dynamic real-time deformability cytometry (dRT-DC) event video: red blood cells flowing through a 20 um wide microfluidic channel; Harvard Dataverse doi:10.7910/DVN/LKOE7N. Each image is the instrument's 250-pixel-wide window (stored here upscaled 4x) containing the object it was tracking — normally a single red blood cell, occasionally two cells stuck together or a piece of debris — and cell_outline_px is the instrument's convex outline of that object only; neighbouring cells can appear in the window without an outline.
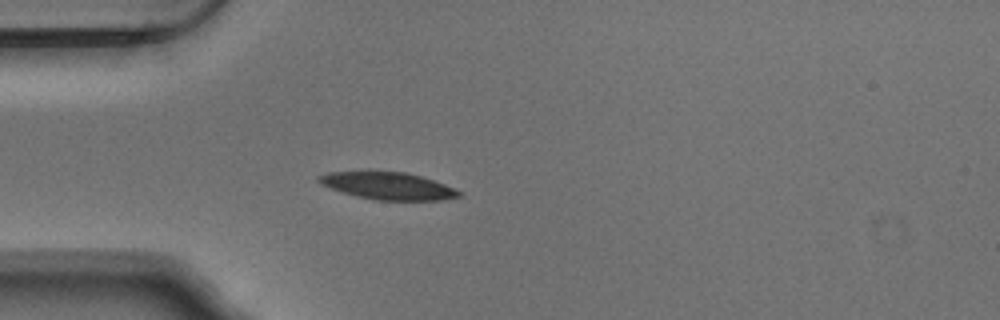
{"species": "Egyptian fruit bat (a non-hibernating species)", "species_latin": "Rousettus aegyptiacus", "temperature_condition": "warm", "stored_images_in_passage": 40, "camera_frame_rate_fps": 3000, "um_per_image_px": 0.085, "animal": {"sex": "male"}, "frame": {"image": 1, "passage_image": 1, "time_ms": 0.0, "image_size_px": [1000, 320], "cell_outline_px": [[464, 192], [460, 196], [440, 200], [372, 200], [356, 196], [320, 184], [316, 180], [316, 176], [328, 172], [404, 172], [420, 176], [456, 188]], "centroid_in_image_um": [32.99, 15.81], "position_along_channel_um": 52.0, "area_um2": 22.08}}
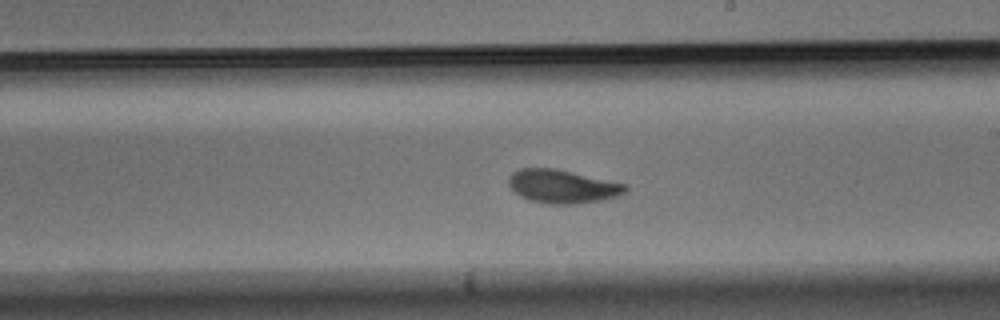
{"frame": {"image": 2, "passage_image": 17, "time_ms": 5.333, "image_size_px": [1000, 320], "cell_outline_px": [[628, 192], [604, 200], [576, 204], [548, 204], [528, 200], [520, 196], [508, 184], [508, 176], [512, 172], [520, 168], [556, 168], [628, 184]], "centroid_in_image_um": [47.83, 15.84], "position_along_channel_um": 241.2, "area_um2": 23.12}}
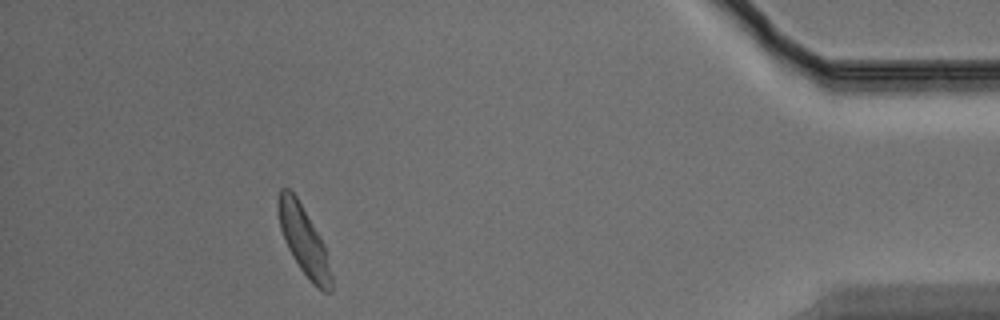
{"frame": {"image": 3, "passage_image": 35, "time_ms": 11.333, "image_size_px": [1000, 320], "cell_outline_px": [[332, 292], [324, 292], [312, 284], [300, 268], [292, 256], [284, 240], [280, 228], [276, 208], [276, 200], [280, 188], [288, 188], [296, 196], [320, 236], [324, 244], [332, 276]], "centroid_in_image_um": [25.79, 20.44], "position_along_channel_um": 409.4, "area_um2": 21.33}, "authors_computed_cell_mechanics": {"area_um2": 22.1085, "velocity_mm_per_s": 3.7071, "shape_relaxation_time_tau1_ms": 2.8753, "shape_relaxation_time_tau2_ms": 3.1939, "deformation_change_tau1": 0.1623, "deformation_change_tau2": 0.0956}}